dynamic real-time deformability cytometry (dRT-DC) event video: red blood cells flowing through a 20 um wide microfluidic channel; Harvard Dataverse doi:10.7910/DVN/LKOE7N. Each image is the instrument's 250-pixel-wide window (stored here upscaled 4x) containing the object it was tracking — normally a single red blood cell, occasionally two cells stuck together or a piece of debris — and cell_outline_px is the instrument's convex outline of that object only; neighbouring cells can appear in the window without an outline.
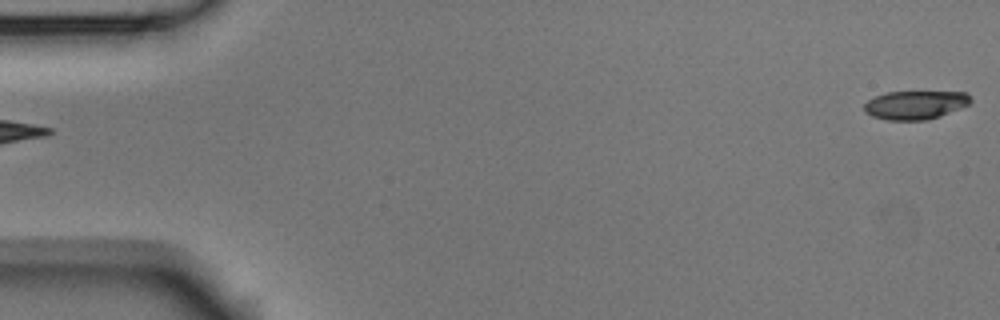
{"species": "Egyptian fruit bat (a non-hibernating species)", "species_latin": "Rousettus aegyptiacus", "temperature_condition": "room temperature", "stored_images_in_passage": 5, "segment_of_instrument_passage": [2, 2], "camera_frame_rate_fps": 3000, "um_per_image_px": 0.085, "animal": {"sex": "male"}, "frame": {"image": 1, "passage_image": 5, "time_ms": 1.333, "image_size_px": [1000, 320], "cell_outline_px": [[972, 100], [968, 104], [960, 108], [940, 116], [928, 120], [888, 120], [872, 116], [864, 112], [864, 104], [868, 100], [876, 96], [888, 92], [968, 92]], "centroid_in_image_um": [77.8, 8.92], "position_along_channel_um": 7.2, "area_um2": 17.69}}